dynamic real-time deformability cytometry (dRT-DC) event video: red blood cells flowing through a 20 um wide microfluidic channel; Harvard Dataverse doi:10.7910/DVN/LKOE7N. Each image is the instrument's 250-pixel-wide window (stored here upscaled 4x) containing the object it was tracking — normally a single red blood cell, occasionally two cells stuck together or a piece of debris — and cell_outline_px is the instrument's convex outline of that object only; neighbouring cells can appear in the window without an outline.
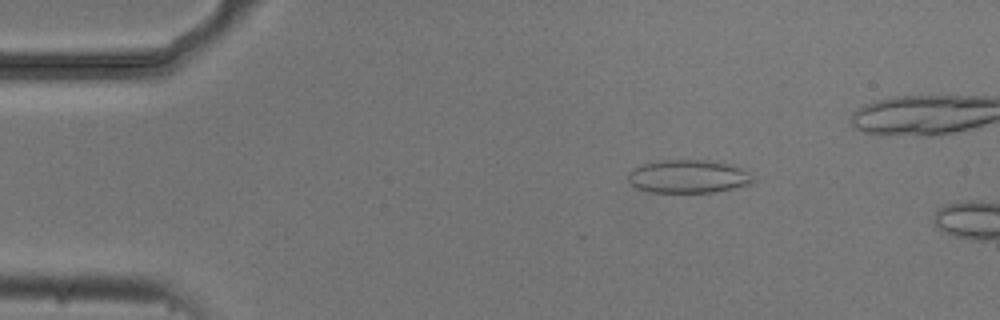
{"species": "common noctule bat (a hibernating species)", "species_latin": "Nyctalus noctula", "temperature_condition": "cold", "stored_images_in_passage": 4, "camera_frame_rate_fps": 3000, "um_per_image_px": 0.085, "animal": {"sex": "male", "body_mass_g": 20.5, "forearm_length_mm": 52.5}, "frame": {"image": 1, "passage_image": 3, "time_ms": 0.667, "image_size_px": [1000, 320], "cell_outline_px": [[752, 180], [748, 184], [732, 188], [712, 192], [648, 192], [636, 188], [628, 180], [628, 172], [632, 168], [640, 164], [656, 160], [704, 160], [728, 164], [740, 168], [748, 172]], "centroid_in_image_um": [58.39, 14.99], "position_along_channel_um": 26.6, "area_um2": 23.99}}